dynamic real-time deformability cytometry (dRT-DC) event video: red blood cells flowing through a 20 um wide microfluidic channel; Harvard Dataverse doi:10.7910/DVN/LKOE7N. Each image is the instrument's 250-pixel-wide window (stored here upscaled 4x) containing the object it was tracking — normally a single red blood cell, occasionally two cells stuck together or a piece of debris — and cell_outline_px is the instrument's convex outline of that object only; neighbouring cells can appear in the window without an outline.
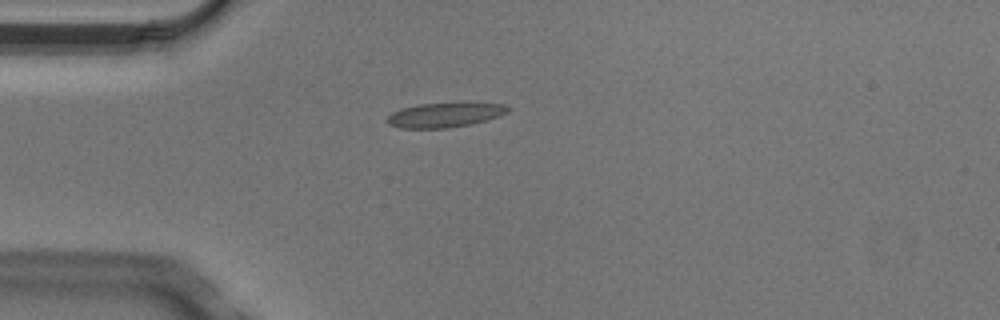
{"species": "Egyptian fruit bat (a non-hibernating species)", "species_latin": "Rousettus aegyptiacus", "temperature_condition": "cold", "stored_images_in_passage": 3, "camera_frame_rate_fps": 3000, "um_per_image_px": 0.085, "animal": {"sex": "male"}, "frame": {"image": 1, "passage_image": 3, "time_ms": 0.667, "image_size_px": [1000, 320], "cell_outline_px": [[512, 108], [508, 112], [500, 116], [468, 124], [448, 128], [400, 128], [388, 124], [384, 120], [392, 112], [404, 108], [420, 104], [504, 104]], "centroid_in_image_um": [37.76, 9.79], "position_along_channel_um": 47.2, "area_um2": 16.82}}